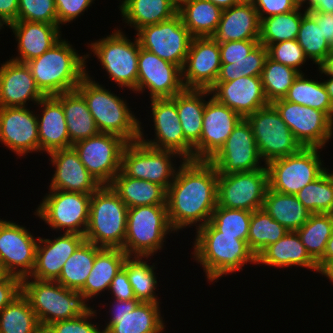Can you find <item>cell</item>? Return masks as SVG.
<instances>
[{"instance_id": "cell-8", "label": "cell", "mask_w": 333, "mask_h": 333, "mask_svg": "<svg viewBox=\"0 0 333 333\" xmlns=\"http://www.w3.org/2000/svg\"><path fill=\"white\" fill-rule=\"evenodd\" d=\"M132 42L121 30L91 42L90 50L97 56L110 80L120 88L127 87L137 93L138 55L140 43L137 37Z\"/></svg>"}, {"instance_id": "cell-34", "label": "cell", "mask_w": 333, "mask_h": 333, "mask_svg": "<svg viewBox=\"0 0 333 333\" xmlns=\"http://www.w3.org/2000/svg\"><path fill=\"white\" fill-rule=\"evenodd\" d=\"M54 97L62 104L65 113L70 147L100 133L84 97L77 90L63 92Z\"/></svg>"}, {"instance_id": "cell-65", "label": "cell", "mask_w": 333, "mask_h": 333, "mask_svg": "<svg viewBox=\"0 0 333 333\" xmlns=\"http://www.w3.org/2000/svg\"><path fill=\"white\" fill-rule=\"evenodd\" d=\"M321 275L326 276L333 284V260L327 261L318 271Z\"/></svg>"}, {"instance_id": "cell-7", "label": "cell", "mask_w": 333, "mask_h": 333, "mask_svg": "<svg viewBox=\"0 0 333 333\" xmlns=\"http://www.w3.org/2000/svg\"><path fill=\"white\" fill-rule=\"evenodd\" d=\"M167 205L128 208L127 228L122 250L128 256L150 257L163 248L169 232Z\"/></svg>"}, {"instance_id": "cell-60", "label": "cell", "mask_w": 333, "mask_h": 333, "mask_svg": "<svg viewBox=\"0 0 333 333\" xmlns=\"http://www.w3.org/2000/svg\"><path fill=\"white\" fill-rule=\"evenodd\" d=\"M19 0H0V23L9 26L18 21Z\"/></svg>"}, {"instance_id": "cell-35", "label": "cell", "mask_w": 333, "mask_h": 333, "mask_svg": "<svg viewBox=\"0 0 333 333\" xmlns=\"http://www.w3.org/2000/svg\"><path fill=\"white\" fill-rule=\"evenodd\" d=\"M119 8L124 22L136 31L170 20L178 11L173 0H122Z\"/></svg>"}, {"instance_id": "cell-30", "label": "cell", "mask_w": 333, "mask_h": 333, "mask_svg": "<svg viewBox=\"0 0 333 333\" xmlns=\"http://www.w3.org/2000/svg\"><path fill=\"white\" fill-rule=\"evenodd\" d=\"M260 18L253 3L240 2L222 10L217 31L212 36L218 43L259 40Z\"/></svg>"}, {"instance_id": "cell-29", "label": "cell", "mask_w": 333, "mask_h": 333, "mask_svg": "<svg viewBox=\"0 0 333 333\" xmlns=\"http://www.w3.org/2000/svg\"><path fill=\"white\" fill-rule=\"evenodd\" d=\"M58 24L18 20L9 25L18 41V56L14 61L27 63L49 50L61 39Z\"/></svg>"}, {"instance_id": "cell-68", "label": "cell", "mask_w": 333, "mask_h": 333, "mask_svg": "<svg viewBox=\"0 0 333 333\" xmlns=\"http://www.w3.org/2000/svg\"><path fill=\"white\" fill-rule=\"evenodd\" d=\"M11 274L6 270L3 263L0 261V282L6 280Z\"/></svg>"}, {"instance_id": "cell-50", "label": "cell", "mask_w": 333, "mask_h": 333, "mask_svg": "<svg viewBox=\"0 0 333 333\" xmlns=\"http://www.w3.org/2000/svg\"><path fill=\"white\" fill-rule=\"evenodd\" d=\"M252 212L216 206L209 223L220 235L236 236L247 242Z\"/></svg>"}, {"instance_id": "cell-33", "label": "cell", "mask_w": 333, "mask_h": 333, "mask_svg": "<svg viewBox=\"0 0 333 333\" xmlns=\"http://www.w3.org/2000/svg\"><path fill=\"white\" fill-rule=\"evenodd\" d=\"M211 94L207 89H184L171 99L176 103L185 140L194 148L202 133L205 97Z\"/></svg>"}, {"instance_id": "cell-13", "label": "cell", "mask_w": 333, "mask_h": 333, "mask_svg": "<svg viewBox=\"0 0 333 333\" xmlns=\"http://www.w3.org/2000/svg\"><path fill=\"white\" fill-rule=\"evenodd\" d=\"M268 188L267 167L251 172L218 174L217 206L253 212L263 207Z\"/></svg>"}, {"instance_id": "cell-58", "label": "cell", "mask_w": 333, "mask_h": 333, "mask_svg": "<svg viewBox=\"0 0 333 333\" xmlns=\"http://www.w3.org/2000/svg\"><path fill=\"white\" fill-rule=\"evenodd\" d=\"M109 290L115 300L129 301L136 299L133 288L129 282L128 274L124 268L120 269L113 278Z\"/></svg>"}, {"instance_id": "cell-24", "label": "cell", "mask_w": 333, "mask_h": 333, "mask_svg": "<svg viewBox=\"0 0 333 333\" xmlns=\"http://www.w3.org/2000/svg\"><path fill=\"white\" fill-rule=\"evenodd\" d=\"M0 142L18 156L40 152L37 114L27 107H0Z\"/></svg>"}, {"instance_id": "cell-40", "label": "cell", "mask_w": 333, "mask_h": 333, "mask_svg": "<svg viewBox=\"0 0 333 333\" xmlns=\"http://www.w3.org/2000/svg\"><path fill=\"white\" fill-rule=\"evenodd\" d=\"M101 249L85 240L64 263L56 282L68 289L80 291L93 268L95 256Z\"/></svg>"}, {"instance_id": "cell-44", "label": "cell", "mask_w": 333, "mask_h": 333, "mask_svg": "<svg viewBox=\"0 0 333 333\" xmlns=\"http://www.w3.org/2000/svg\"><path fill=\"white\" fill-rule=\"evenodd\" d=\"M141 256H128L123 268L126 270L129 282L133 288L135 297L140 302L160 303L155 294L157 278L155 276V264L149 265Z\"/></svg>"}, {"instance_id": "cell-11", "label": "cell", "mask_w": 333, "mask_h": 333, "mask_svg": "<svg viewBox=\"0 0 333 333\" xmlns=\"http://www.w3.org/2000/svg\"><path fill=\"white\" fill-rule=\"evenodd\" d=\"M34 214L53 230L84 235L89 222L92 194L50 190Z\"/></svg>"}, {"instance_id": "cell-12", "label": "cell", "mask_w": 333, "mask_h": 333, "mask_svg": "<svg viewBox=\"0 0 333 333\" xmlns=\"http://www.w3.org/2000/svg\"><path fill=\"white\" fill-rule=\"evenodd\" d=\"M181 157L170 150H159L138 141L128 142L122 152L121 171L128 177L150 181L166 191L173 182L177 168L172 158Z\"/></svg>"}, {"instance_id": "cell-14", "label": "cell", "mask_w": 333, "mask_h": 333, "mask_svg": "<svg viewBox=\"0 0 333 333\" xmlns=\"http://www.w3.org/2000/svg\"><path fill=\"white\" fill-rule=\"evenodd\" d=\"M127 143L118 135L99 133L76 142L72 147L88 172L101 185H110L121 171L122 152Z\"/></svg>"}, {"instance_id": "cell-3", "label": "cell", "mask_w": 333, "mask_h": 333, "mask_svg": "<svg viewBox=\"0 0 333 333\" xmlns=\"http://www.w3.org/2000/svg\"><path fill=\"white\" fill-rule=\"evenodd\" d=\"M90 54L80 56L65 39H60L41 56L28 61L36 85L45 96L76 90L86 75Z\"/></svg>"}, {"instance_id": "cell-37", "label": "cell", "mask_w": 333, "mask_h": 333, "mask_svg": "<svg viewBox=\"0 0 333 333\" xmlns=\"http://www.w3.org/2000/svg\"><path fill=\"white\" fill-rule=\"evenodd\" d=\"M128 208L167 205V191L159 184L126 176L120 171L110 184Z\"/></svg>"}, {"instance_id": "cell-66", "label": "cell", "mask_w": 333, "mask_h": 333, "mask_svg": "<svg viewBox=\"0 0 333 333\" xmlns=\"http://www.w3.org/2000/svg\"><path fill=\"white\" fill-rule=\"evenodd\" d=\"M209 1L215 4L216 6L220 7L222 10L238 5L240 3L239 0H209Z\"/></svg>"}, {"instance_id": "cell-67", "label": "cell", "mask_w": 333, "mask_h": 333, "mask_svg": "<svg viewBox=\"0 0 333 333\" xmlns=\"http://www.w3.org/2000/svg\"><path fill=\"white\" fill-rule=\"evenodd\" d=\"M323 84L326 88V91L328 93L331 102L333 103V77L329 76V79L325 80Z\"/></svg>"}, {"instance_id": "cell-53", "label": "cell", "mask_w": 333, "mask_h": 333, "mask_svg": "<svg viewBox=\"0 0 333 333\" xmlns=\"http://www.w3.org/2000/svg\"><path fill=\"white\" fill-rule=\"evenodd\" d=\"M18 20L57 24L55 0H19Z\"/></svg>"}, {"instance_id": "cell-17", "label": "cell", "mask_w": 333, "mask_h": 333, "mask_svg": "<svg viewBox=\"0 0 333 333\" xmlns=\"http://www.w3.org/2000/svg\"><path fill=\"white\" fill-rule=\"evenodd\" d=\"M251 125L242 118L220 150L209 160L218 174L251 172L265 168L261 164Z\"/></svg>"}, {"instance_id": "cell-9", "label": "cell", "mask_w": 333, "mask_h": 333, "mask_svg": "<svg viewBox=\"0 0 333 333\" xmlns=\"http://www.w3.org/2000/svg\"><path fill=\"white\" fill-rule=\"evenodd\" d=\"M318 147H302L297 153L266 164L269 188L280 193L296 195L307 184L317 179L323 167Z\"/></svg>"}, {"instance_id": "cell-5", "label": "cell", "mask_w": 333, "mask_h": 333, "mask_svg": "<svg viewBox=\"0 0 333 333\" xmlns=\"http://www.w3.org/2000/svg\"><path fill=\"white\" fill-rule=\"evenodd\" d=\"M22 294L28 299L42 330L54 322L85 315L92 309L82 292L56 281L25 277Z\"/></svg>"}, {"instance_id": "cell-27", "label": "cell", "mask_w": 333, "mask_h": 333, "mask_svg": "<svg viewBox=\"0 0 333 333\" xmlns=\"http://www.w3.org/2000/svg\"><path fill=\"white\" fill-rule=\"evenodd\" d=\"M44 97L26 63L10 59L1 64L0 107H26L27 101L37 104Z\"/></svg>"}, {"instance_id": "cell-72", "label": "cell", "mask_w": 333, "mask_h": 333, "mask_svg": "<svg viewBox=\"0 0 333 333\" xmlns=\"http://www.w3.org/2000/svg\"><path fill=\"white\" fill-rule=\"evenodd\" d=\"M330 46H331V52H333V39H332V41L330 43Z\"/></svg>"}, {"instance_id": "cell-6", "label": "cell", "mask_w": 333, "mask_h": 333, "mask_svg": "<svg viewBox=\"0 0 333 333\" xmlns=\"http://www.w3.org/2000/svg\"><path fill=\"white\" fill-rule=\"evenodd\" d=\"M128 207L110 185H102L91 195L85 240L101 248L124 246Z\"/></svg>"}, {"instance_id": "cell-10", "label": "cell", "mask_w": 333, "mask_h": 333, "mask_svg": "<svg viewBox=\"0 0 333 333\" xmlns=\"http://www.w3.org/2000/svg\"><path fill=\"white\" fill-rule=\"evenodd\" d=\"M246 119L251 125L264 165L272 160L295 154L302 148L272 104L256 110Z\"/></svg>"}, {"instance_id": "cell-28", "label": "cell", "mask_w": 333, "mask_h": 333, "mask_svg": "<svg viewBox=\"0 0 333 333\" xmlns=\"http://www.w3.org/2000/svg\"><path fill=\"white\" fill-rule=\"evenodd\" d=\"M84 241V235L65 232L63 235L55 237L54 240L39 237L35 266L29 277L56 281L64 263Z\"/></svg>"}, {"instance_id": "cell-39", "label": "cell", "mask_w": 333, "mask_h": 333, "mask_svg": "<svg viewBox=\"0 0 333 333\" xmlns=\"http://www.w3.org/2000/svg\"><path fill=\"white\" fill-rule=\"evenodd\" d=\"M262 209L288 232L297 231L311 215L296 195L280 193L270 188L264 197Z\"/></svg>"}, {"instance_id": "cell-19", "label": "cell", "mask_w": 333, "mask_h": 333, "mask_svg": "<svg viewBox=\"0 0 333 333\" xmlns=\"http://www.w3.org/2000/svg\"><path fill=\"white\" fill-rule=\"evenodd\" d=\"M150 92V98H172L185 87L182 81V69L154 53L140 47L138 55L137 92Z\"/></svg>"}, {"instance_id": "cell-25", "label": "cell", "mask_w": 333, "mask_h": 333, "mask_svg": "<svg viewBox=\"0 0 333 333\" xmlns=\"http://www.w3.org/2000/svg\"><path fill=\"white\" fill-rule=\"evenodd\" d=\"M210 92L219 103L234 110L242 118L269 105L261 76H244L228 82H215Z\"/></svg>"}, {"instance_id": "cell-16", "label": "cell", "mask_w": 333, "mask_h": 333, "mask_svg": "<svg viewBox=\"0 0 333 333\" xmlns=\"http://www.w3.org/2000/svg\"><path fill=\"white\" fill-rule=\"evenodd\" d=\"M272 105L302 147L323 148L333 136V121L322 111L284 99Z\"/></svg>"}, {"instance_id": "cell-4", "label": "cell", "mask_w": 333, "mask_h": 333, "mask_svg": "<svg viewBox=\"0 0 333 333\" xmlns=\"http://www.w3.org/2000/svg\"><path fill=\"white\" fill-rule=\"evenodd\" d=\"M76 90L84 97L87 107L100 133L115 134L127 142H135L140 136V121L128 108L124 98L96 83L88 71Z\"/></svg>"}, {"instance_id": "cell-62", "label": "cell", "mask_w": 333, "mask_h": 333, "mask_svg": "<svg viewBox=\"0 0 333 333\" xmlns=\"http://www.w3.org/2000/svg\"><path fill=\"white\" fill-rule=\"evenodd\" d=\"M308 5L304 9L308 13H333V0H310Z\"/></svg>"}, {"instance_id": "cell-59", "label": "cell", "mask_w": 333, "mask_h": 333, "mask_svg": "<svg viewBox=\"0 0 333 333\" xmlns=\"http://www.w3.org/2000/svg\"><path fill=\"white\" fill-rule=\"evenodd\" d=\"M22 293V279L10 275L0 282V312Z\"/></svg>"}, {"instance_id": "cell-55", "label": "cell", "mask_w": 333, "mask_h": 333, "mask_svg": "<svg viewBox=\"0 0 333 333\" xmlns=\"http://www.w3.org/2000/svg\"><path fill=\"white\" fill-rule=\"evenodd\" d=\"M259 44V40H239L219 43L221 64L239 61Z\"/></svg>"}, {"instance_id": "cell-43", "label": "cell", "mask_w": 333, "mask_h": 333, "mask_svg": "<svg viewBox=\"0 0 333 333\" xmlns=\"http://www.w3.org/2000/svg\"><path fill=\"white\" fill-rule=\"evenodd\" d=\"M298 7L291 12L263 18L260 24L259 43L266 48L281 41L296 39L303 15Z\"/></svg>"}, {"instance_id": "cell-71", "label": "cell", "mask_w": 333, "mask_h": 333, "mask_svg": "<svg viewBox=\"0 0 333 333\" xmlns=\"http://www.w3.org/2000/svg\"><path fill=\"white\" fill-rule=\"evenodd\" d=\"M177 5H179L180 3H182L185 0H173Z\"/></svg>"}, {"instance_id": "cell-61", "label": "cell", "mask_w": 333, "mask_h": 333, "mask_svg": "<svg viewBox=\"0 0 333 333\" xmlns=\"http://www.w3.org/2000/svg\"><path fill=\"white\" fill-rule=\"evenodd\" d=\"M310 14L316 19V22L321 28L325 39L331 43L333 39V13H313Z\"/></svg>"}, {"instance_id": "cell-63", "label": "cell", "mask_w": 333, "mask_h": 333, "mask_svg": "<svg viewBox=\"0 0 333 333\" xmlns=\"http://www.w3.org/2000/svg\"><path fill=\"white\" fill-rule=\"evenodd\" d=\"M329 260H333V232L326 243L323 257L317 262L318 269H320Z\"/></svg>"}, {"instance_id": "cell-49", "label": "cell", "mask_w": 333, "mask_h": 333, "mask_svg": "<svg viewBox=\"0 0 333 333\" xmlns=\"http://www.w3.org/2000/svg\"><path fill=\"white\" fill-rule=\"evenodd\" d=\"M296 40L303 48L308 60H313V63L318 66L331 53L330 43L325 39L316 19L308 12L302 17Z\"/></svg>"}, {"instance_id": "cell-26", "label": "cell", "mask_w": 333, "mask_h": 333, "mask_svg": "<svg viewBox=\"0 0 333 333\" xmlns=\"http://www.w3.org/2000/svg\"><path fill=\"white\" fill-rule=\"evenodd\" d=\"M48 155L56 169L49 190L93 194L102 186L85 168L73 147L59 149Z\"/></svg>"}, {"instance_id": "cell-47", "label": "cell", "mask_w": 333, "mask_h": 333, "mask_svg": "<svg viewBox=\"0 0 333 333\" xmlns=\"http://www.w3.org/2000/svg\"><path fill=\"white\" fill-rule=\"evenodd\" d=\"M326 169L296 197L311 214H333V173Z\"/></svg>"}, {"instance_id": "cell-54", "label": "cell", "mask_w": 333, "mask_h": 333, "mask_svg": "<svg viewBox=\"0 0 333 333\" xmlns=\"http://www.w3.org/2000/svg\"><path fill=\"white\" fill-rule=\"evenodd\" d=\"M92 309L85 315L77 316L72 319L57 321L48 325L44 333H104L100 331L98 325L90 322V318L96 316V311Z\"/></svg>"}, {"instance_id": "cell-52", "label": "cell", "mask_w": 333, "mask_h": 333, "mask_svg": "<svg viewBox=\"0 0 333 333\" xmlns=\"http://www.w3.org/2000/svg\"><path fill=\"white\" fill-rule=\"evenodd\" d=\"M267 50L268 57L273 61L291 67L300 74L303 73L300 67L305 64L308 58L296 39L271 44Z\"/></svg>"}, {"instance_id": "cell-21", "label": "cell", "mask_w": 333, "mask_h": 333, "mask_svg": "<svg viewBox=\"0 0 333 333\" xmlns=\"http://www.w3.org/2000/svg\"><path fill=\"white\" fill-rule=\"evenodd\" d=\"M111 318L102 329L104 333H162L163 317L159 303L113 300Z\"/></svg>"}, {"instance_id": "cell-23", "label": "cell", "mask_w": 333, "mask_h": 333, "mask_svg": "<svg viewBox=\"0 0 333 333\" xmlns=\"http://www.w3.org/2000/svg\"><path fill=\"white\" fill-rule=\"evenodd\" d=\"M242 117L210 97L205 103L200 142L193 148L194 161H209L224 145Z\"/></svg>"}, {"instance_id": "cell-22", "label": "cell", "mask_w": 333, "mask_h": 333, "mask_svg": "<svg viewBox=\"0 0 333 333\" xmlns=\"http://www.w3.org/2000/svg\"><path fill=\"white\" fill-rule=\"evenodd\" d=\"M221 68L219 43L213 37H193L182 68L185 89L210 90Z\"/></svg>"}, {"instance_id": "cell-64", "label": "cell", "mask_w": 333, "mask_h": 333, "mask_svg": "<svg viewBox=\"0 0 333 333\" xmlns=\"http://www.w3.org/2000/svg\"><path fill=\"white\" fill-rule=\"evenodd\" d=\"M319 72L327 76L333 77V52H331L325 60L318 66Z\"/></svg>"}, {"instance_id": "cell-69", "label": "cell", "mask_w": 333, "mask_h": 333, "mask_svg": "<svg viewBox=\"0 0 333 333\" xmlns=\"http://www.w3.org/2000/svg\"><path fill=\"white\" fill-rule=\"evenodd\" d=\"M297 7L302 8L306 2V5L310 2V0H293Z\"/></svg>"}, {"instance_id": "cell-1", "label": "cell", "mask_w": 333, "mask_h": 333, "mask_svg": "<svg viewBox=\"0 0 333 333\" xmlns=\"http://www.w3.org/2000/svg\"><path fill=\"white\" fill-rule=\"evenodd\" d=\"M180 162L166 195L168 220L174 233L195 224L196 229L207 224L217 206L215 167L209 161Z\"/></svg>"}, {"instance_id": "cell-32", "label": "cell", "mask_w": 333, "mask_h": 333, "mask_svg": "<svg viewBox=\"0 0 333 333\" xmlns=\"http://www.w3.org/2000/svg\"><path fill=\"white\" fill-rule=\"evenodd\" d=\"M256 264H265L274 268L291 266L305 267L319 271L317 263L307 253L296 231L288 232L277 242L266 247L257 257Z\"/></svg>"}, {"instance_id": "cell-70", "label": "cell", "mask_w": 333, "mask_h": 333, "mask_svg": "<svg viewBox=\"0 0 333 333\" xmlns=\"http://www.w3.org/2000/svg\"><path fill=\"white\" fill-rule=\"evenodd\" d=\"M239 1L244 3H252L254 0H239Z\"/></svg>"}, {"instance_id": "cell-42", "label": "cell", "mask_w": 333, "mask_h": 333, "mask_svg": "<svg viewBox=\"0 0 333 333\" xmlns=\"http://www.w3.org/2000/svg\"><path fill=\"white\" fill-rule=\"evenodd\" d=\"M35 312L21 293L0 312V333H42Z\"/></svg>"}, {"instance_id": "cell-51", "label": "cell", "mask_w": 333, "mask_h": 333, "mask_svg": "<svg viewBox=\"0 0 333 333\" xmlns=\"http://www.w3.org/2000/svg\"><path fill=\"white\" fill-rule=\"evenodd\" d=\"M267 57V48L259 43L243 59L229 61V64H221L216 82H228L244 76H261Z\"/></svg>"}, {"instance_id": "cell-15", "label": "cell", "mask_w": 333, "mask_h": 333, "mask_svg": "<svg viewBox=\"0 0 333 333\" xmlns=\"http://www.w3.org/2000/svg\"><path fill=\"white\" fill-rule=\"evenodd\" d=\"M140 47L183 68L193 36L177 14L170 20L137 31Z\"/></svg>"}, {"instance_id": "cell-31", "label": "cell", "mask_w": 333, "mask_h": 333, "mask_svg": "<svg viewBox=\"0 0 333 333\" xmlns=\"http://www.w3.org/2000/svg\"><path fill=\"white\" fill-rule=\"evenodd\" d=\"M36 105L43 107L41 115L37 114L40 151L49 154L69 148L70 137L62 104L54 96H45Z\"/></svg>"}, {"instance_id": "cell-45", "label": "cell", "mask_w": 333, "mask_h": 333, "mask_svg": "<svg viewBox=\"0 0 333 333\" xmlns=\"http://www.w3.org/2000/svg\"><path fill=\"white\" fill-rule=\"evenodd\" d=\"M296 232L307 253L317 263L323 257L326 243L333 232V214H311Z\"/></svg>"}, {"instance_id": "cell-18", "label": "cell", "mask_w": 333, "mask_h": 333, "mask_svg": "<svg viewBox=\"0 0 333 333\" xmlns=\"http://www.w3.org/2000/svg\"><path fill=\"white\" fill-rule=\"evenodd\" d=\"M150 101L156 137L146 140L140 122L139 141L155 149L173 151L184 160H193V147L185 140L176 103L171 98Z\"/></svg>"}, {"instance_id": "cell-56", "label": "cell", "mask_w": 333, "mask_h": 333, "mask_svg": "<svg viewBox=\"0 0 333 333\" xmlns=\"http://www.w3.org/2000/svg\"><path fill=\"white\" fill-rule=\"evenodd\" d=\"M95 0H55L57 24L69 23L85 12Z\"/></svg>"}, {"instance_id": "cell-46", "label": "cell", "mask_w": 333, "mask_h": 333, "mask_svg": "<svg viewBox=\"0 0 333 333\" xmlns=\"http://www.w3.org/2000/svg\"><path fill=\"white\" fill-rule=\"evenodd\" d=\"M288 230L262 208L252 212L247 245L257 257L270 244L277 242Z\"/></svg>"}, {"instance_id": "cell-20", "label": "cell", "mask_w": 333, "mask_h": 333, "mask_svg": "<svg viewBox=\"0 0 333 333\" xmlns=\"http://www.w3.org/2000/svg\"><path fill=\"white\" fill-rule=\"evenodd\" d=\"M34 237L22 225L0 219V261L11 275L23 279L33 272L39 240Z\"/></svg>"}, {"instance_id": "cell-2", "label": "cell", "mask_w": 333, "mask_h": 333, "mask_svg": "<svg viewBox=\"0 0 333 333\" xmlns=\"http://www.w3.org/2000/svg\"><path fill=\"white\" fill-rule=\"evenodd\" d=\"M193 258L200 263L207 281L243 270L247 263L256 264V256L247 242L236 236L220 235L209 222L196 229Z\"/></svg>"}, {"instance_id": "cell-48", "label": "cell", "mask_w": 333, "mask_h": 333, "mask_svg": "<svg viewBox=\"0 0 333 333\" xmlns=\"http://www.w3.org/2000/svg\"><path fill=\"white\" fill-rule=\"evenodd\" d=\"M299 72L291 67L266 58L261 74L262 87L269 104L283 99Z\"/></svg>"}, {"instance_id": "cell-57", "label": "cell", "mask_w": 333, "mask_h": 333, "mask_svg": "<svg viewBox=\"0 0 333 333\" xmlns=\"http://www.w3.org/2000/svg\"><path fill=\"white\" fill-rule=\"evenodd\" d=\"M252 3L260 21L263 18L291 12L298 8L293 0H254Z\"/></svg>"}, {"instance_id": "cell-41", "label": "cell", "mask_w": 333, "mask_h": 333, "mask_svg": "<svg viewBox=\"0 0 333 333\" xmlns=\"http://www.w3.org/2000/svg\"><path fill=\"white\" fill-rule=\"evenodd\" d=\"M283 99L302 106L318 109L333 121V103L328 96L323 82L305 78L304 73L299 74L294 80Z\"/></svg>"}, {"instance_id": "cell-36", "label": "cell", "mask_w": 333, "mask_h": 333, "mask_svg": "<svg viewBox=\"0 0 333 333\" xmlns=\"http://www.w3.org/2000/svg\"><path fill=\"white\" fill-rule=\"evenodd\" d=\"M128 255L119 248H102L95 256L93 268L80 290L89 301L105 290L109 291L110 284Z\"/></svg>"}, {"instance_id": "cell-73", "label": "cell", "mask_w": 333, "mask_h": 333, "mask_svg": "<svg viewBox=\"0 0 333 333\" xmlns=\"http://www.w3.org/2000/svg\"><path fill=\"white\" fill-rule=\"evenodd\" d=\"M2 27L4 28L3 24H2V23H0V30L2 29Z\"/></svg>"}, {"instance_id": "cell-38", "label": "cell", "mask_w": 333, "mask_h": 333, "mask_svg": "<svg viewBox=\"0 0 333 333\" xmlns=\"http://www.w3.org/2000/svg\"><path fill=\"white\" fill-rule=\"evenodd\" d=\"M177 14L193 37H212L222 9L209 0H185L178 5Z\"/></svg>"}]
</instances>
